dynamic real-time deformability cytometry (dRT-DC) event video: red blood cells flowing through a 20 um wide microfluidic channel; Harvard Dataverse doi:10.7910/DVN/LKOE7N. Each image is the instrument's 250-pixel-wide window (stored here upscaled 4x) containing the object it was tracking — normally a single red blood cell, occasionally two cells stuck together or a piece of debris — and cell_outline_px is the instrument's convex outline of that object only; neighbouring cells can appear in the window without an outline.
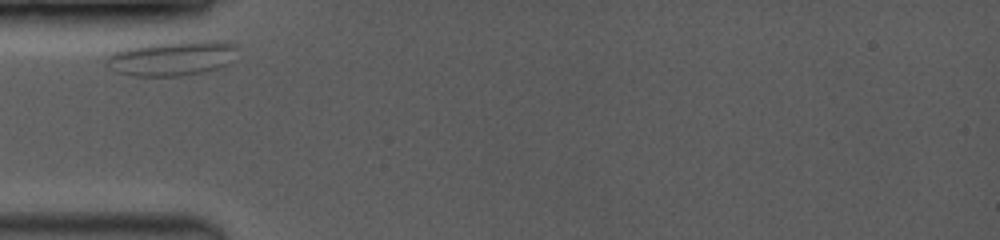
{"species": "common noctule bat (a hibernating species)", "species_latin": "Nyctalus noctula", "temperature_condition": "room temperature", "stored_images_in_passage": 23, "camera_frame_rate_fps": 3500, "um_per_image_px": 0.085, "animal": {"sex": "female", "body_mass_g": 19.0, "forearm_length_mm": 53.3}, "frame": {"image": 1, "passage_image": 1, "time_ms": 0.0, "image_size_px": [1000, 240], "cell_outline_px": [[236, 48], [232, 60], [220, 68], [204, 72], [180, 76], [136, 76], [116, 72], [104, 60], [104, 56], [112, 52], [124, 48], [140, 44], [172, 40], [220, 40], [232, 44]], "centroid_in_image_um": [14.57, 4.92], "position_along_channel_um": 70.4, "area_um2": 27.28}}
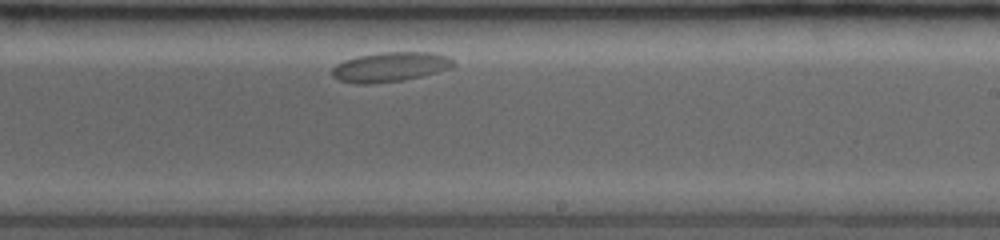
{"frame": {"image": 2, "passage_image": 14, "time_ms": 5.714, "image_size_px": [1000, 240], "cell_outline_px": [[456, 64], [452, 68], [404, 80], [372, 84], [356, 84], [340, 80], [332, 76], [332, 68], [336, 64], [344, 60], [356, 56], [380, 52], [432, 52], [448, 56]], "centroid_in_image_um": [33.16, 5.68], "position_along_channel_um": 255.8, "area_um2": 21.1}}
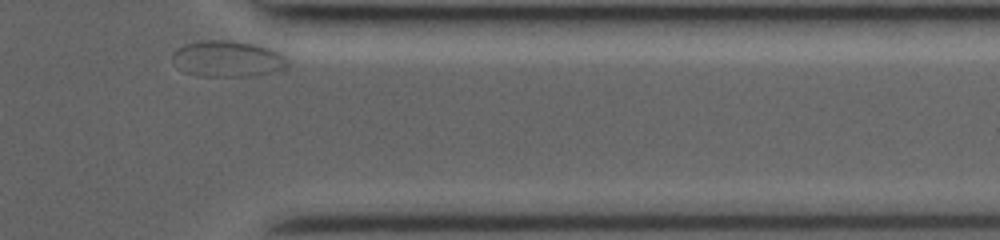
{"frame": {"image": 3, "passage_image": 23, "time_ms": 9.714, "image_size_px": [1000, 240], "cell_outline_px": [[288, 68], [248, 76], [200, 76], [184, 72], [172, 60], [172, 52], [184, 44], [200, 40], [228, 40], [256, 44], [280, 52], [288, 60]], "centroid_in_image_um": [19.33, 4.99], "position_along_channel_um": 392.1, "area_um2": 24.28}}